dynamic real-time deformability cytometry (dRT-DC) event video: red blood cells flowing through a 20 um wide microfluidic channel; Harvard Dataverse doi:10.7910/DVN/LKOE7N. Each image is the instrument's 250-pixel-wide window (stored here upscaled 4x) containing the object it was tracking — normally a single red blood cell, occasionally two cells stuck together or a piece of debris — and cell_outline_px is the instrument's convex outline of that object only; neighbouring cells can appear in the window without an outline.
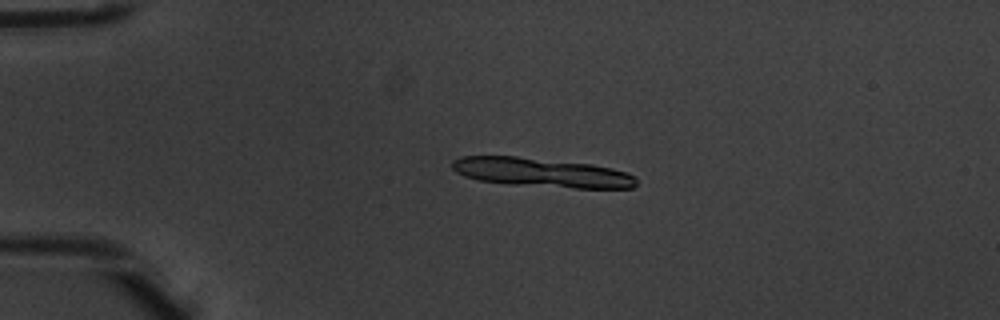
{"species": "common noctule bat (a hibernating species)", "species_latin": "Nyctalus noctula", "temperature_condition": "warm", "stored_images_in_passage": 6, "segment_of_instrument_passage": [1, 2], "camera_frame_rate_fps": 3000, "um_per_image_px": 0.085, "animal": {"sex": "male", "body_mass_g": 20.1, "forearm_length_mm": 53.5}, "frame": {"image": 1, "passage_image": 4, "time_ms": 1.0, "image_size_px": [1000, 320], "cell_outline_px": [[636, 184], [632, 188], [572, 188], [508, 184], [480, 180], [464, 176], [456, 172], [452, 168], [452, 160], [460, 156], [516, 156], [592, 164], [612, 168], [628, 172], [636, 180]], "centroid_in_image_um": [46.02, 14.66], "position_along_channel_um": 39.0, "area_um2": 31.33}}